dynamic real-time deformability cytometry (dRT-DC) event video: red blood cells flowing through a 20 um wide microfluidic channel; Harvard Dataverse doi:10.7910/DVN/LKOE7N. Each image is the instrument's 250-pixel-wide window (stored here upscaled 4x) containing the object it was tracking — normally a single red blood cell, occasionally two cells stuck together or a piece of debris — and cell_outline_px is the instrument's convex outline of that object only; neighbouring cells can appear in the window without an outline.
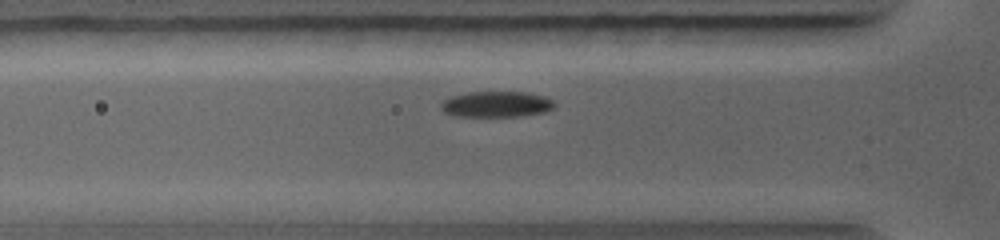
{"species": "common noctule bat (a hibernating species)", "species_latin": "Nyctalus noctula", "temperature_condition": "warm", "stored_images_in_passage": 66, "camera_frame_rate_fps": 5000, "um_per_image_px": 0.085, "animal": {"sex": "female", "body_mass_g": 19.0, "forearm_length_mm": 56.7}, "frame": {"image": 1, "passage_image": 3, "time_ms": 0.2, "image_size_px": [1000, 240], "cell_outline_px": [[556, 104], [552, 108], [544, 112], [520, 116], [456, 116], [444, 112], [440, 108], [440, 104], [448, 96], [468, 92], [528, 92], [544, 96], [552, 100]], "centroid_in_image_um": [42.16, 8.85], "position_along_channel_um": 83.6, "area_um2": 17.17}}
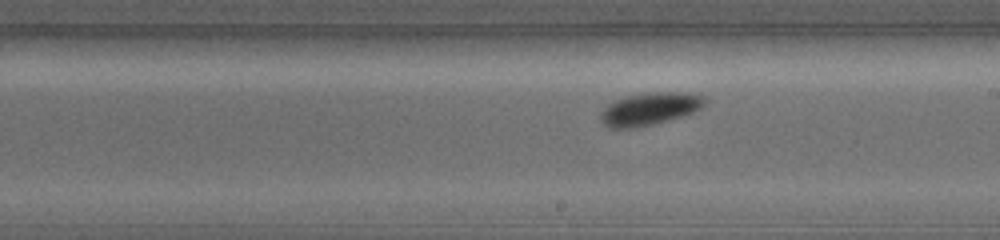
{"frame": {"image": 2, "passage_image": 28, "time_ms": 3.2, "image_size_px": [1000, 240], "cell_outline_px": [[708, 100], [700, 108], [692, 112], [680, 116], [652, 124], [632, 128], [608, 128], [600, 120], [600, 112], [608, 104], [616, 100], [628, 96], [656, 92], [680, 92], [704, 96]], "centroid_in_image_um": [55.19, 9.25], "position_along_channel_um": 233.8, "area_um2": 19.36}}
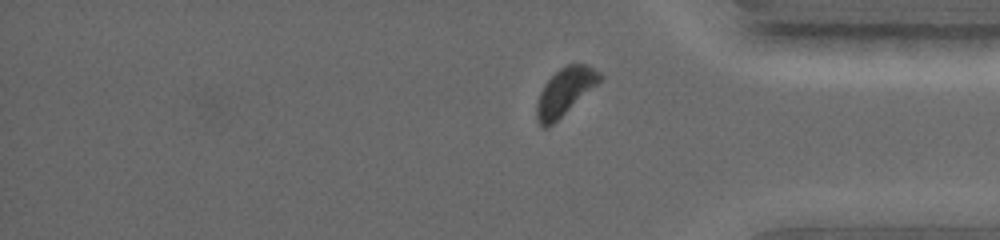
{"frame": {"image": 3, "passage_image": 57, "time_ms": 6.4, "image_size_px": [1000, 240], "cell_outline_px": [[604, 76], [596, 84], [548, 128], [544, 128], [536, 120], [536, 104], [540, 92], [544, 84], [560, 68], [568, 64], [588, 64], [600, 72]], "centroid_in_image_um": [47.99, 7.78], "position_along_channel_um": 387.2, "area_um2": 16.99}}